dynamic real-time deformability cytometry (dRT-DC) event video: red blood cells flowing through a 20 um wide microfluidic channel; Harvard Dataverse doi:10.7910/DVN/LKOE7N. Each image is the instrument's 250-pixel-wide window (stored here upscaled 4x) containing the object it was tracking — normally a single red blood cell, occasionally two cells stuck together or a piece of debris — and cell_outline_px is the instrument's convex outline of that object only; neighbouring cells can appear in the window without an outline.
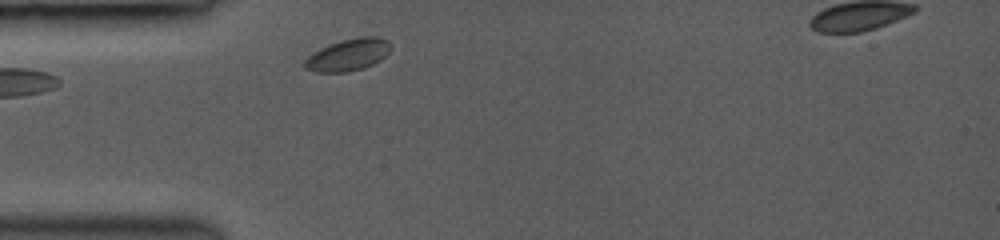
{"species": "common noctule bat (a hibernating species)", "species_latin": "Nyctalus noctula", "temperature_condition": "room temperature", "stored_images_in_passage": 21, "camera_frame_rate_fps": 3000, "um_per_image_px": 0.085, "animal": {"sex": "female", "body_mass_g": 19.0, "forearm_length_mm": 53.3}, "frame": {"image": 1, "passage_image": 1, "time_ms": 0.0, "image_size_px": [1000, 240], "cell_outline_px": [[392, 48], [380, 60], [364, 68], [348, 72], [316, 72], [304, 68], [300, 64], [312, 52], [328, 44], [340, 40], [360, 36], [380, 36], [388, 40], [392, 44]], "centroid_in_image_um": [29.57, 4.65], "position_along_channel_um": 55.4, "area_um2": 16.47}}
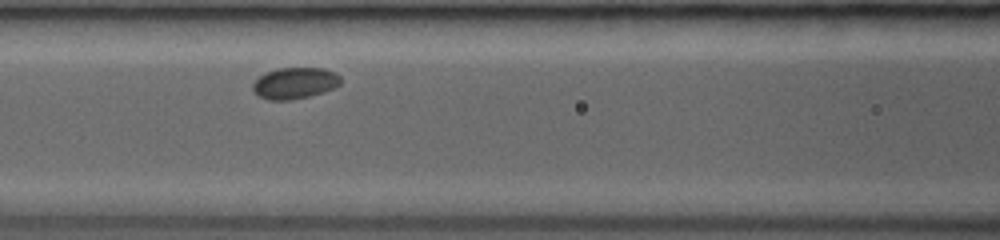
{"frame": {"image": 2, "passage_image": 7, "time_ms": 2.333, "image_size_px": [1000, 240], "cell_outline_px": [[340, 84], [336, 88], [308, 96], [292, 100], [268, 100], [256, 96], [252, 92], [252, 84], [264, 72], [276, 68], [324, 68], [336, 72], [340, 76]], "centroid_in_image_um": [25.03, 7.07], "position_along_channel_um": 141.6, "area_um2": 16.36}}
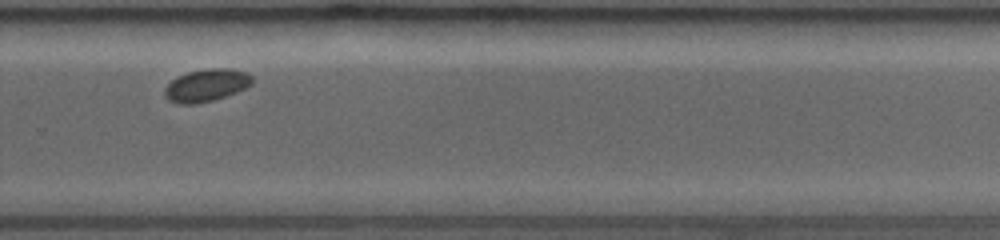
{"frame": {"image": 3, "passage_image": 18, "time_ms": 6.667, "image_size_px": [1000, 240], "cell_outline_px": [[252, 84], [236, 92], [212, 100], [196, 104], [180, 104], [168, 100], [164, 96], [164, 88], [176, 76], [188, 72], [212, 68], [228, 68], [248, 72], [252, 76]], "centroid_in_image_um": [17.52, 7.24], "position_along_channel_um": 312.3, "area_um2": 16.53}}